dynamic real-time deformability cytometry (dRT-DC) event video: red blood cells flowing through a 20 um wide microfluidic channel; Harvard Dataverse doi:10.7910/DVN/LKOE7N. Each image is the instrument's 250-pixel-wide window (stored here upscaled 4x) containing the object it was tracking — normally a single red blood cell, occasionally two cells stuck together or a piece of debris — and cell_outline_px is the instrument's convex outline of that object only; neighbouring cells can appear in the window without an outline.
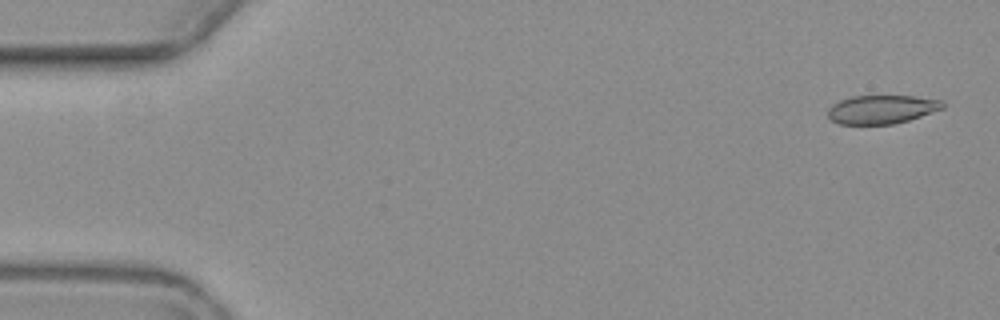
{"species": "common noctule bat (a hibernating species)", "species_latin": "Nyctalus noctula", "temperature_condition": "warm", "stored_images_in_passage": 5, "camera_frame_rate_fps": 3000, "um_per_image_px": 0.085, "animal": {"sex": "female", "body_mass_g": 19.3, "forearm_length_mm": 54.1}, "frame": {"image": 1, "passage_image": 1, "time_ms": 0.0, "image_size_px": [1000, 320], "cell_outline_px": [[944, 108], [908, 120], [892, 124], [840, 124], [832, 120], [828, 116], [828, 108], [832, 104], [840, 100], [852, 96], [912, 96], [944, 100]], "centroid_in_image_um": [74.94, 9.29], "position_along_channel_um": 10.1, "area_um2": 19.07}}
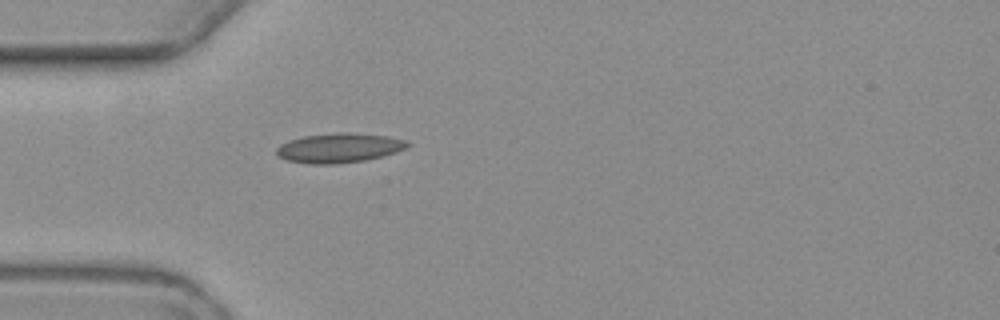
{"frame": {"image": 2, "passage_image": 5, "time_ms": 5.0, "image_size_px": [1000, 320], "cell_outline_px": [[412, 144], [396, 152], [364, 160], [336, 164], [308, 164], [288, 160], [276, 156], [276, 148], [280, 144], [288, 140], [304, 136], [340, 132], [348, 132], [388, 136], [408, 140]], "centroid_in_image_um": [28.8, 12.57], "position_along_channel_um": 56.2, "area_um2": 22.6}}